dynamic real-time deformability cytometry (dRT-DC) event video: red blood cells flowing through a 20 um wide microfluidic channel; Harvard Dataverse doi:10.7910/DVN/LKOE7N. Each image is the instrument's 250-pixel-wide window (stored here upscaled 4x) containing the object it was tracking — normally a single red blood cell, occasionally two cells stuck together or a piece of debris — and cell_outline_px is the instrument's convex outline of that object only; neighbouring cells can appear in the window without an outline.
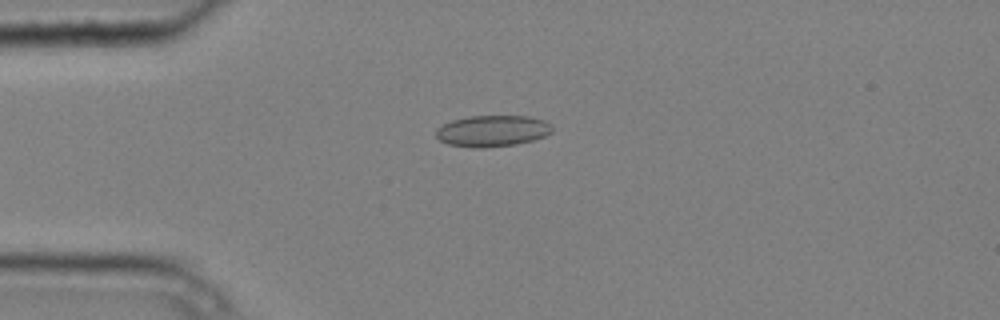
{"species": "common noctule bat (a hibernating species)", "species_latin": "Nyctalus noctula", "temperature_condition": "cold", "stored_images_in_passage": 4, "camera_frame_rate_fps": 3000, "um_per_image_px": 0.085, "animal": {"sex": "male", "body_mass_g": 20.4}, "frame": {"image": 1, "passage_image": 4, "time_ms": 1.0, "image_size_px": [1000, 320], "cell_outline_px": [[552, 132], [544, 136], [532, 140], [516, 144], [484, 148], [476, 148], [448, 144], [440, 140], [436, 136], [436, 128], [452, 120], [468, 116], [528, 116], [544, 120], [552, 124]], "centroid_in_image_um": [41.85, 11.12], "position_along_channel_um": 43.1, "area_um2": 21.21}}